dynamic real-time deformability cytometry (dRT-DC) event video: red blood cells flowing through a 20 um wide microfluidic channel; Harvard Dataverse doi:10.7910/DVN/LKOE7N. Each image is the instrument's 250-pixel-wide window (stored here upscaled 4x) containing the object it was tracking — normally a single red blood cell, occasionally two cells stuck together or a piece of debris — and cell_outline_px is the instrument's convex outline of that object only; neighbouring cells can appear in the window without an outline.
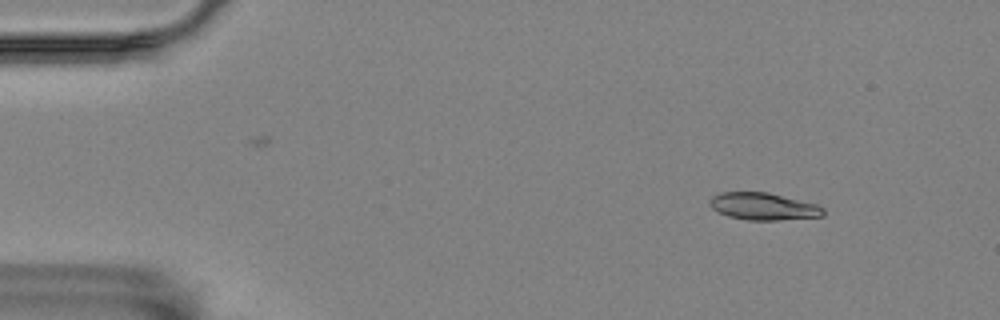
{"species": "Egyptian fruit bat (a non-hibernating species)", "species_latin": "Rousettus aegyptiacus", "temperature_condition": "room temperature", "stored_images_in_passage": 51, "camera_frame_rate_fps": 3000, "um_per_image_px": 0.085, "animal": {"sex": "female"}, "frame": {"image": 1, "passage_image": 1, "time_ms": 0.0, "image_size_px": [1000, 320], "cell_outline_px": [[824, 216], [776, 220], [748, 220], [728, 216], [712, 208], [708, 204], [708, 200], [712, 196], [720, 192], [768, 192], [816, 204], [824, 208]], "centroid_in_image_um": [64.86, 17.54], "position_along_channel_um": 20.1, "area_um2": 17.98}}
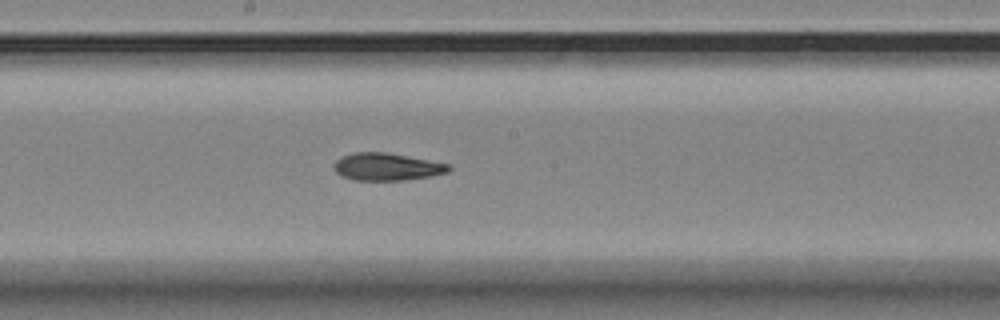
{"frame": {"image": 2, "passage_image": 25, "time_ms": 8.0, "image_size_px": [1000, 320], "cell_outline_px": [[452, 168], [448, 172], [428, 176], [404, 180], [356, 180], [340, 176], [336, 172], [336, 160], [344, 156], [356, 152], [384, 152], [428, 160], [448, 164]], "centroid_in_image_um": [32.88, 14.18], "position_along_channel_um": 215.3, "area_um2": 17.92}}
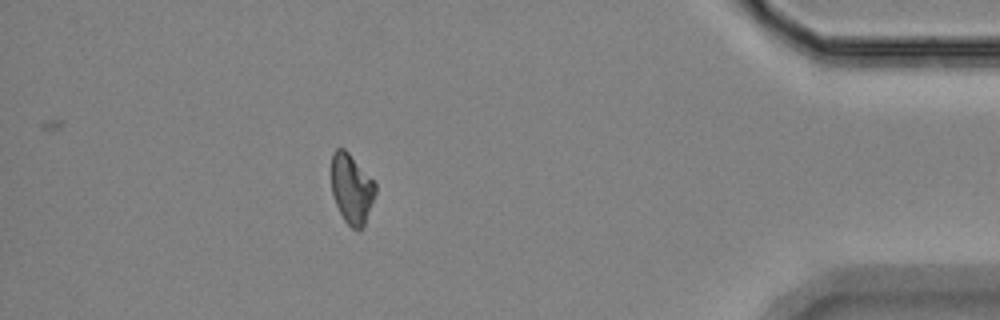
{"frame": {"image": 3, "passage_image": 45, "time_ms": 14.667, "image_size_px": [1000, 320], "cell_outline_px": [[376, 192], [364, 228], [356, 232], [344, 220], [336, 204], [332, 192], [332, 152], [336, 148], [344, 148], [348, 152], [376, 184]], "centroid_in_image_um": [29.9, 16.08], "position_along_channel_um": 405.3, "area_um2": 17.86}, "authors_computed_cell_mechanics": {"area_um2": 18.6694, "velocity_mm_per_s": 3.5116, "shape_relaxation_time_tau1_ms": 5.3492, "shape_relaxation_time_tau2_ms": 2.0059, "deformation_change_tau1": 0.1444, "deformation_change_tau2": 0.0713}}